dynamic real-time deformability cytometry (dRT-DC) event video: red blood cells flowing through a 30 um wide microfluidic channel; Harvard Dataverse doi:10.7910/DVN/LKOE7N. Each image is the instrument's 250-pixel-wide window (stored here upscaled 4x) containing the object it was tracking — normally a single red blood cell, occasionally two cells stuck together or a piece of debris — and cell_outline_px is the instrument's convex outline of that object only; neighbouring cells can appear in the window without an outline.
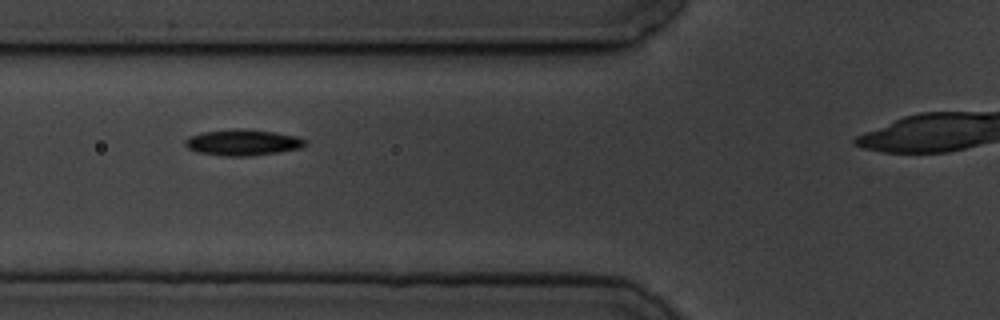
{"species": "common noctule bat (a hibernating species)", "species_latin": "Nyctalus noctula", "temperature_condition": "cold", "stored_images_in_passage": 5, "camera_frame_rate_fps": 3000, "um_per_image_px": 0.085, "animal": {"sex": "male", "body_mass_g": 19.5, "forearm_length_mm": 54.6}, "frame": {"image": 1, "passage_image": 3, "time_ms": 2.333, "image_size_px": [1000, 320], "cell_outline_px": [[308, 144], [304, 148], [248, 156], [224, 156], [196, 152], [188, 148], [184, 144], [184, 140], [188, 136], [200, 132], [232, 128], [244, 128], [276, 132], [296, 136], [308, 140]], "centroid_in_image_um": [20.63, 12.09], "position_along_channel_um": 105.2, "area_um2": 18.67}}
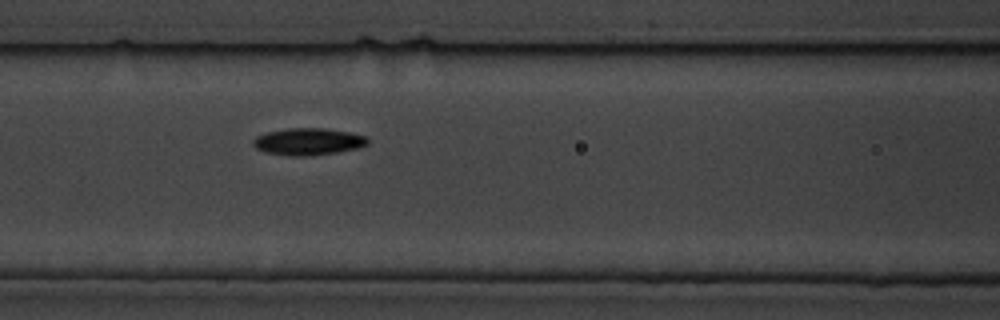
{"frame": {"image": 2, "passage_image": 4, "time_ms": 3.333, "image_size_px": [1000, 320], "cell_outline_px": [[368, 144], [356, 148], [336, 152], [308, 156], [288, 156], [264, 152], [256, 148], [252, 144], [252, 140], [256, 136], [268, 132], [288, 128], [324, 128], [352, 132], [368, 136]], "centroid_in_image_um": [26.19, 12.03], "position_along_channel_um": 140.4, "area_um2": 18.15}}